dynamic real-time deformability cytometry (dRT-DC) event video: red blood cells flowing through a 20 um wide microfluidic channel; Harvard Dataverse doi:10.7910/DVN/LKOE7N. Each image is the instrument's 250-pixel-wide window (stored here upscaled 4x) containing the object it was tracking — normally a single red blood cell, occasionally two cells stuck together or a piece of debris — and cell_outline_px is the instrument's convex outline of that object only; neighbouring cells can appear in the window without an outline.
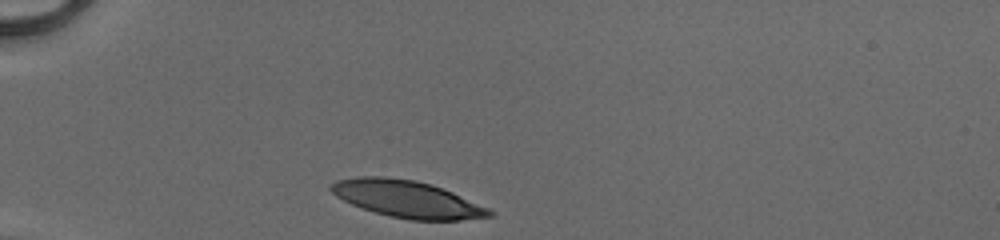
{"species": "human", "species_latin": "Homo sapiens", "temperature_condition": "cold", "stored_images_in_passage": 29, "camera_frame_rate_fps": 3000, "um_per_image_px": 0.085, "donor": {"sex": "male"}, "frame": {"image": 1, "passage_image": 1, "time_ms": 0.0, "image_size_px": [1000, 240], "cell_outline_px": [[496, 212], [492, 216], [460, 220], [412, 220], [392, 216], [376, 212], [352, 204], [336, 196], [328, 188], [336, 180], [356, 176], [384, 176], [416, 180], [432, 184], [452, 192], [488, 208]], "centroid_in_image_um": [34.6, 16.9], "position_along_channel_um": 50.4, "area_um2": 33.93}}
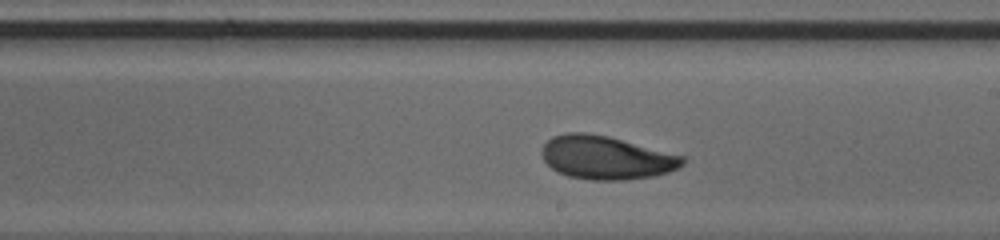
{"frame": {"image": 2, "passage_image": 17, "time_ms": 5.333, "image_size_px": [1000, 240], "cell_outline_px": [[684, 164], [668, 172], [652, 176], [624, 180], [588, 180], [568, 176], [552, 168], [544, 160], [540, 152], [544, 144], [552, 136], [568, 132], [584, 132], [608, 136], [684, 156]], "centroid_in_image_um": [51.49, 13.39], "position_along_channel_um": 237.5, "area_um2": 35.43}}
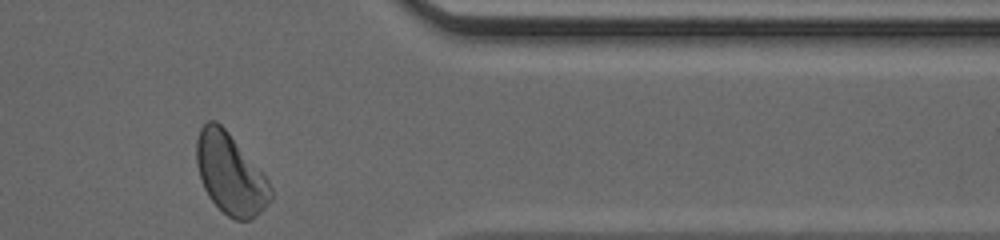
{"frame": {"image": 3, "passage_image": 29, "time_ms": 9.333, "image_size_px": [1000, 240], "cell_outline_px": [[272, 200], [252, 220], [236, 220], [228, 216], [208, 196], [200, 180], [196, 164], [196, 140], [200, 128], [208, 120], [216, 120], [228, 132], [264, 172], [272, 188]], "centroid_in_image_um": [19.59, 14.78], "position_along_channel_um": 391.8, "area_um2": 35.14}, "authors_computed_cell_mechanics": {"area_um2": 34.969, "velocity_mm_per_s": 4.0949, "shape_relaxation_time_tau1_ms": 2.9578, "shape_relaxation_time_tau2_ms": 1.3524, "deformation_change_tau1": 0.1365, "deformation_change_tau2": 0.0695}}